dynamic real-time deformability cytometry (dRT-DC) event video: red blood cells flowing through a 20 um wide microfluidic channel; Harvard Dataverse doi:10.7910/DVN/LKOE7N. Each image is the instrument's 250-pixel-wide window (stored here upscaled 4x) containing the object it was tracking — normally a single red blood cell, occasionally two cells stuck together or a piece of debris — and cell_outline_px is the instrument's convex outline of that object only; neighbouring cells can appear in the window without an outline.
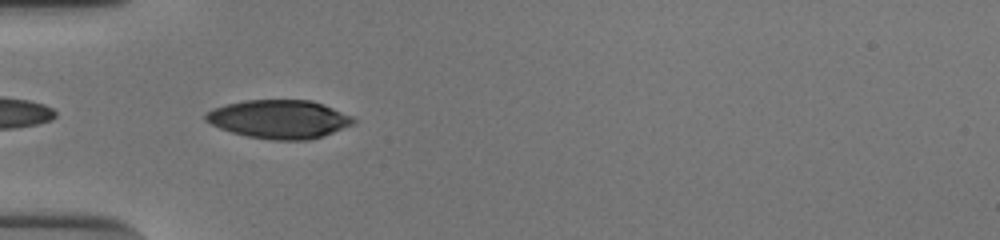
{"species": "human", "species_latin": "Homo sapiens", "temperature_condition": "cold", "stored_images_in_passage": 37, "camera_frame_rate_fps": 3000, "um_per_image_px": 0.085, "donor": {"sex": "male"}, "frame": {"image": 1, "passage_image": 2, "time_ms": 0.333, "image_size_px": [1000, 240], "cell_outline_px": [[356, 120], [352, 124], [324, 136], [308, 140], [272, 140], [248, 136], [232, 132], [220, 128], [204, 120], [204, 116], [212, 108], [244, 100], [312, 100], [352, 116]], "centroid_in_image_um": [23.72, 10.13], "position_along_channel_um": 61.3, "area_um2": 32.95}}
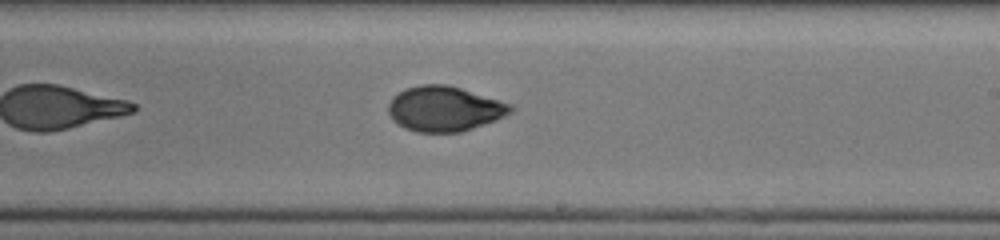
{"frame": {"image": 2, "passage_image": 17, "time_ms": 5.333, "image_size_px": [1000, 240], "cell_outline_px": [[516, 108], [512, 112], [504, 116], [472, 128], [460, 132], [416, 132], [404, 128], [392, 120], [388, 112], [388, 104], [392, 96], [404, 88], [420, 84], [448, 84], [512, 104]], "centroid_in_image_um": [37.74, 9.23], "position_along_channel_um": 251.3, "area_um2": 32.25}}
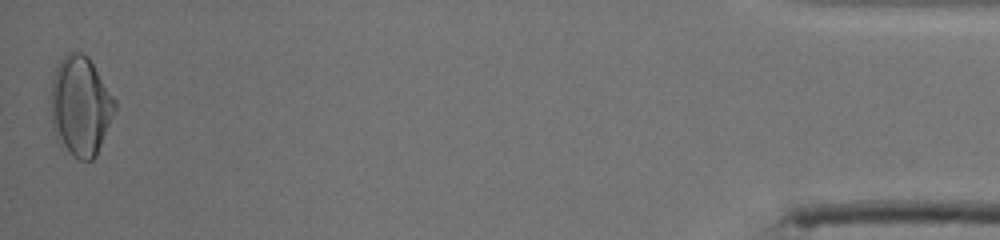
{"frame": {"image": 3, "passage_image": 37, "time_ms": 12.0, "image_size_px": [1000, 240], "cell_outline_px": [[116, 108], [96, 156], [92, 160], [80, 160], [60, 148], [52, 128], [48, 100], [52, 80], [56, 68], [60, 60], [68, 52], [80, 52], [88, 56], [116, 100]], "centroid_in_image_um": [6.79, 9.03], "position_along_channel_um": 428.4, "area_um2": 37.8}, "authors_computed_cell_mechanics": {"area_um2": 32.1368, "velocity_mm_per_s": 3.9054, "shape_relaxation_time_tau1_ms": 7.4652, "shape_relaxation_time_tau2_ms": 1.5595, "deformation_change_tau1": 0.2205, "deformation_change_tau2": 0.0514}}